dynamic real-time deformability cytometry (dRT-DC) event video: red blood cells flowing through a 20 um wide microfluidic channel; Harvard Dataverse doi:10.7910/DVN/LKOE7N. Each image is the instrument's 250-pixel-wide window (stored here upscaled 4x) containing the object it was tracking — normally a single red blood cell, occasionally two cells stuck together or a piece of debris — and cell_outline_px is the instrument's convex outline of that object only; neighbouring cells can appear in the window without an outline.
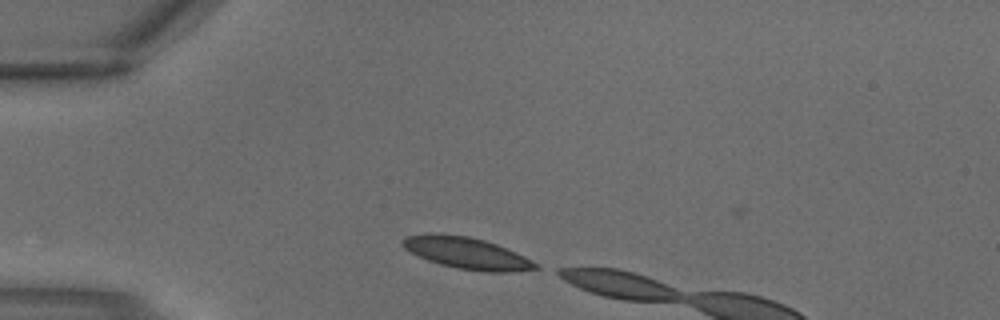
{"species": "common noctule bat (a hibernating species)", "species_latin": "Nyctalus noctula", "temperature_condition": "warm", "stored_images_in_passage": 2, "camera_frame_rate_fps": 3000, "um_per_image_px": 0.085, "animal": {"sex": "male", "body_mass_g": 18.8}, "frame": {"image": 1, "passage_image": 1, "time_ms": 0.0, "image_size_px": [1000, 320], "cell_outline_px": [[540, 268], [508, 272], [484, 272], [456, 268], [440, 264], [428, 260], [404, 248], [400, 244], [400, 240], [404, 236], [468, 236], [484, 240], [496, 244], [516, 252], [540, 264]], "centroid_in_image_um": [39.76, 21.56], "position_along_channel_um": 45.2, "area_um2": 23.76}}